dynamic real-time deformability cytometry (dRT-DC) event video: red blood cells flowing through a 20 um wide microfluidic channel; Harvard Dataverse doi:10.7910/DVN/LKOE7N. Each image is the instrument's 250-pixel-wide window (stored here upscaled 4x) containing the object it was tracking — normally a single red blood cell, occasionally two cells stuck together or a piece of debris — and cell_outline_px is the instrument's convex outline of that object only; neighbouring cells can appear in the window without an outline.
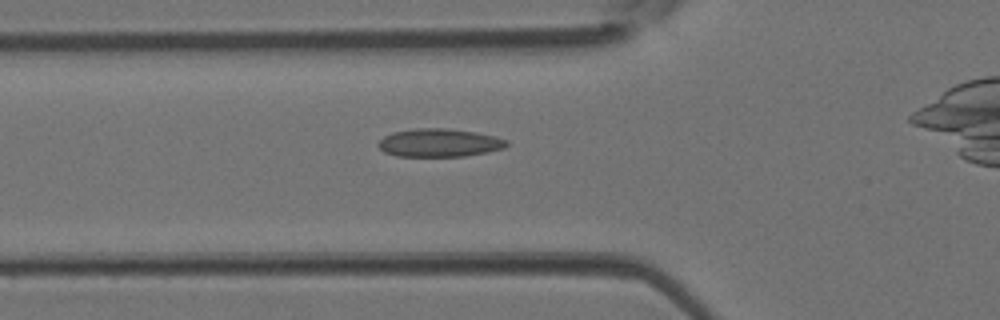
{"species": "Egyptian fruit bat (a non-hibernating species)", "species_latin": "Rousettus aegyptiacus", "temperature_condition": "room temperature", "stored_images_in_passage": 25, "camera_frame_rate_fps": 3000, "um_per_image_px": 0.085, "animal": {"sex": "female"}, "frame": {"image": 1, "passage_image": 2, "time_ms": 0.333, "image_size_px": [1000, 320], "cell_outline_px": [[508, 144], [504, 148], [488, 152], [464, 156], [396, 156], [384, 152], [376, 144], [384, 136], [392, 132], [416, 128], [444, 128], [476, 132], [496, 136], [508, 140]], "centroid_in_image_um": [37.34, 12.13], "position_along_channel_um": 88.5, "area_um2": 21.15}}
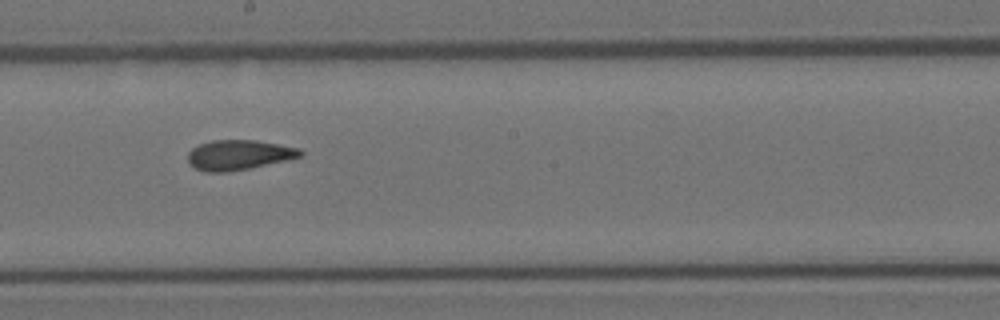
{"frame": {"image": 2, "passage_image": 11, "time_ms": 3.333, "image_size_px": [1000, 320], "cell_outline_px": [[304, 156], [288, 160], [228, 172], [204, 172], [196, 168], [188, 160], [188, 152], [192, 148], [200, 144], [212, 140], [256, 140], [300, 148], [304, 152]], "centroid_in_image_um": [20.33, 13.16], "position_along_channel_um": 227.9, "area_um2": 19.65}}
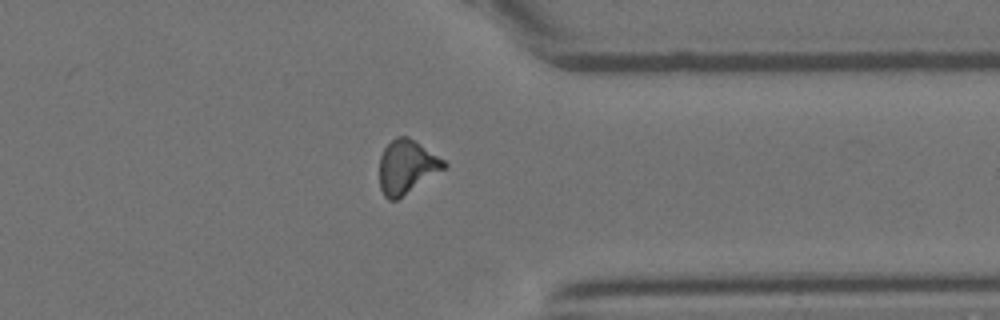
{"frame": {"image": 3, "passage_image": 21, "time_ms": 6.667, "image_size_px": [1000, 320], "cell_outline_px": [[448, 168], [396, 200], [388, 200], [384, 196], [380, 188], [380, 156], [384, 148], [396, 136], [408, 136], [444, 160], [448, 164]], "centroid_in_image_um": [34.59, 14.19], "position_along_channel_um": 376.8, "area_um2": 20.29}}